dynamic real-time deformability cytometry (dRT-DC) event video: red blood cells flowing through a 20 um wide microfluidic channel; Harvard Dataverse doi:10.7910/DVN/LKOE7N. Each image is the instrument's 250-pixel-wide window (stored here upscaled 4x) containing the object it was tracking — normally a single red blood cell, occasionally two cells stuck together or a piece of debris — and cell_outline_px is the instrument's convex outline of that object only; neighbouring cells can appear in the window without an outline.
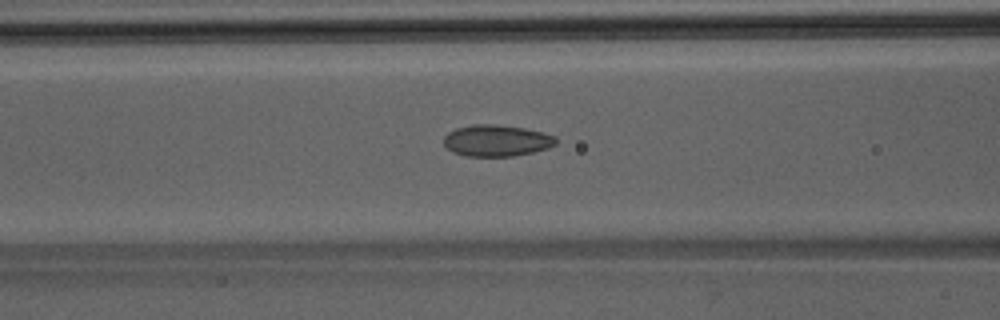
{"species": "Egyptian fruit bat (a non-hibernating species)", "species_latin": "Rousettus aegyptiacus", "temperature_condition": "room temperature", "stored_images_in_passage": 49, "camera_frame_rate_fps": 3000, "um_per_image_px": 0.085, "animal": {"sex": "male"}, "frame": {"image": 1, "passage_image": 20, "time_ms": 6.333, "image_size_px": [1000, 320], "cell_outline_px": [[556, 144], [548, 148], [532, 152], [512, 156], [464, 156], [452, 152], [444, 144], [444, 136], [448, 132], [456, 128], [472, 124], [496, 124], [524, 128], [544, 132], [556, 136]], "centroid_in_image_um": [42.2, 11.94], "position_along_channel_um": 124.4, "area_um2": 20.69}}
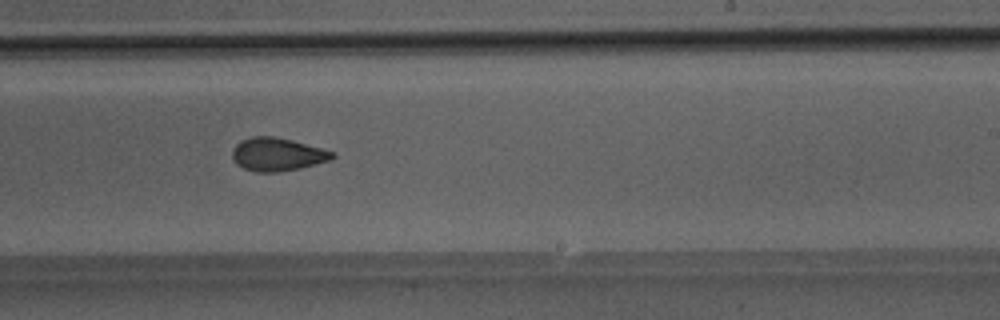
{"frame": {"image": 2, "passage_image": 30, "time_ms": 9.667, "image_size_px": [1000, 320], "cell_outline_px": [[336, 156], [332, 160], [300, 168], [280, 172], [256, 172], [244, 168], [236, 164], [232, 160], [232, 148], [240, 140], [252, 136], [272, 136], [292, 140], [336, 152]], "centroid_in_image_um": [23.57, 13.12], "position_along_channel_um": 265.4, "area_um2": 19.59}}
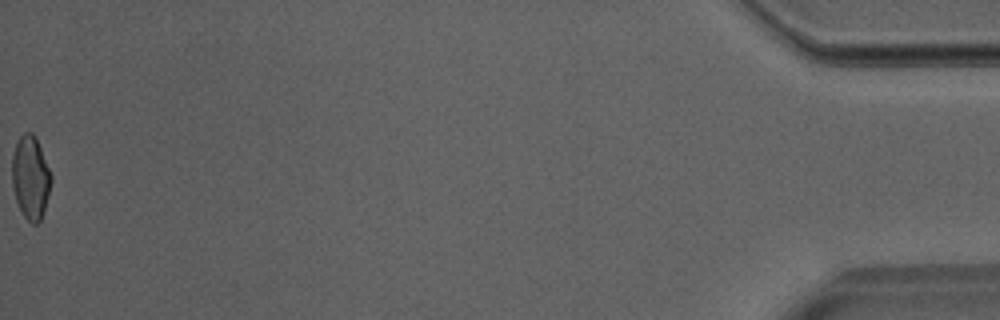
{"frame": {"image": 3, "passage_image": 49, "time_ms": 16.0, "image_size_px": [1000, 320], "cell_outline_px": [[52, 180], [44, 208], [40, 220], [36, 224], [32, 224], [24, 216], [16, 200], [12, 184], [12, 156], [16, 140], [24, 132], [32, 132], [36, 136], [52, 176]], "centroid_in_image_um": [2.58, 15.03], "position_along_channel_um": 432.6, "area_um2": 18.9}}